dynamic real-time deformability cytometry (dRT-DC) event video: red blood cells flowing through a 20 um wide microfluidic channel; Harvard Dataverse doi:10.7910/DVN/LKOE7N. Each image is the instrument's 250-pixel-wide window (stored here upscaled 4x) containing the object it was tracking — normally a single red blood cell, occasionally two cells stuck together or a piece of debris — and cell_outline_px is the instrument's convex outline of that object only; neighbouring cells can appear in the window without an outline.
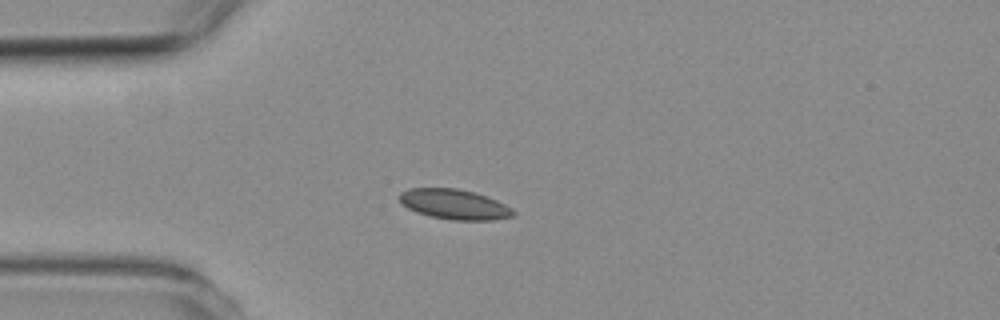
{"species": "common noctule bat (a hibernating species)", "species_latin": "Nyctalus noctula", "temperature_condition": "room temperature", "stored_images_in_passage": 4, "camera_frame_rate_fps": 3000, "um_per_image_px": 0.085, "animal": {"sex": "female", "body_mass_g": 19.3, "forearm_length_mm": 54.1}, "frame": {"image": 1, "passage_image": 3, "time_ms": 2.333, "image_size_px": [1000, 320], "cell_outline_px": [[516, 212], [512, 216], [492, 220], [452, 220], [428, 216], [416, 212], [408, 208], [400, 200], [400, 192], [408, 188], [456, 188], [476, 192], [496, 200], [512, 208]], "centroid_in_image_um": [38.62, 17.36], "position_along_channel_um": 46.4, "area_um2": 19.94}}